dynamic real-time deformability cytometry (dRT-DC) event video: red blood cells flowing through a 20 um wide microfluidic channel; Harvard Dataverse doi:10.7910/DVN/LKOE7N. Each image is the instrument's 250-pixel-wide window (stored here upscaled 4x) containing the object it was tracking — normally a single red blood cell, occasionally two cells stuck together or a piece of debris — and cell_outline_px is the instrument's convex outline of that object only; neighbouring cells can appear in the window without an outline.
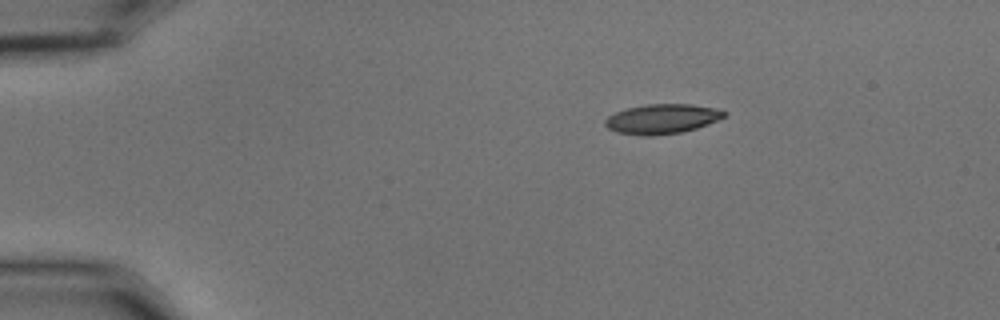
{"species": "common noctule bat (a hibernating species)", "species_latin": "Nyctalus noctula", "temperature_condition": "cold", "stored_images_in_passage": 46, "camera_frame_rate_fps": 3000, "um_per_image_px": 0.085, "animal": {"sex": "male", "body_mass_g": 15.6}, "frame": {"image": 1, "passage_image": 1, "time_ms": 0.0, "image_size_px": [1000, 320], "cell_outline_px": [[728, 112], [724, 116], [716, 120], [696, 128], [680, 132], [644, 136], [616, 132], [608, 128], [604, 124], [604, 120], [608, 116], [616, 112], [628, 108], [648, 104], [692, 104], [712, 108]], "centroid_in_image_um": [56.23, 10.1], "position_along_channel_um": 28.8, "area_um2": 20.23}}
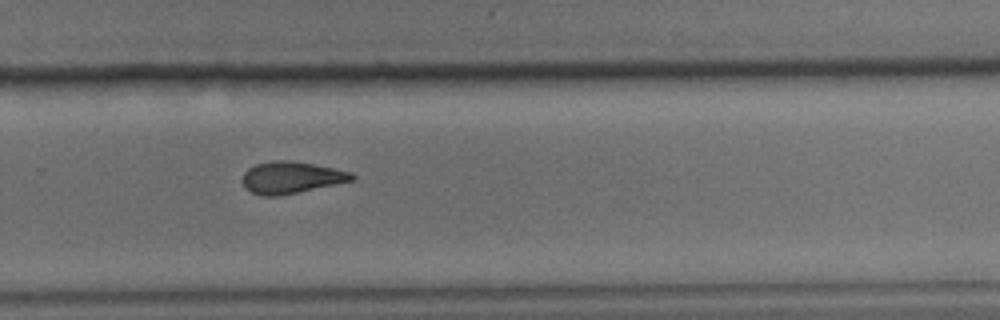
{"frame": {"image": 2, "passage_image": 29, "time_ms": 9.333, "image_size_px": [1000, 320], "cell_outline_px": [[356, 176], [352, 180], [296, 192], [276, 196], [264, 196], [252, 192], [244, 188], [240, 180], [244, 172], [248, 168], [256, 164], [272, 160], [288, 160], [312, 164], [352, 172]], "centroid_in_image_um": [24.67, 15.08], "position_along_channel_um": 305.1, "area_um2": 20.06}}
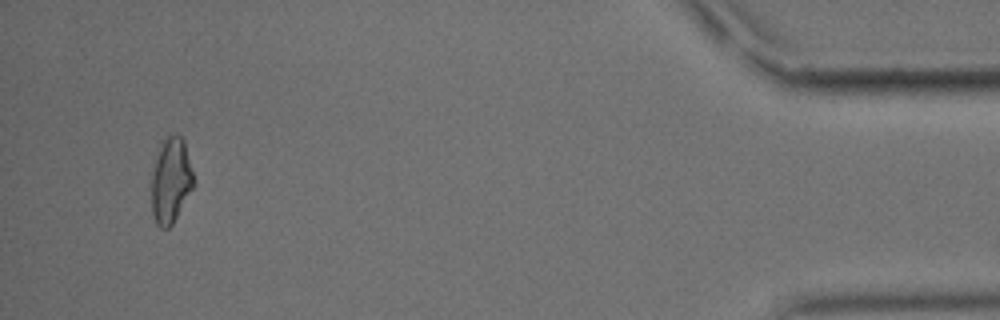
{"frame": {"image": 3, "passage_image": 44, "time_ms": 14.333, "image_size_px": [1000, 320], "cell_outline_px": [[196, 184], [172, 224], [168, 228], [160, 228], [156, 224], [152, 212], [152, 172], [160, 140], [164, 136], [176, 132], [184, 140], [196, 180]], "centroid_in_image_um": [14.54, 15.28], "position_along_channel_um": 420.7, "area_um2": 21.56}, "authors_computed_cell_mechanics": {"area_um2": 20.6346, "velocity_mm_per_s": 3.6659, "shape_relaxation_time_tau1_ms": 10.7001, "shape_relaxation_time_tau2_ms": 4.3184, "deformation_change_tau1": 0.2481, "deformation_change_tau2": 0.1321}}